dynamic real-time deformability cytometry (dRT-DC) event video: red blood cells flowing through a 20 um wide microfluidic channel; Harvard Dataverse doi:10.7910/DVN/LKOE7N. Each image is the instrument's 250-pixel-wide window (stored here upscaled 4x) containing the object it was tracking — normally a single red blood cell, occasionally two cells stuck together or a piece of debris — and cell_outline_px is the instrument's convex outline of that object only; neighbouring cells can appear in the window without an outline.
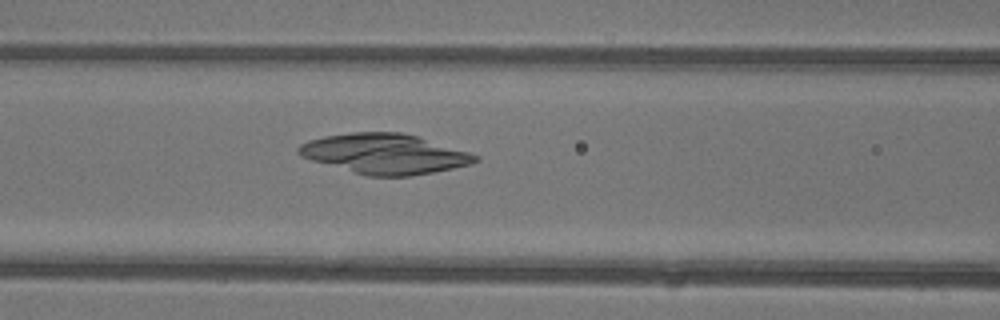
{"species": "common noctule bat (a hibernating species)", "species_latin": "Nyctalus noctula", "temperature_condition": "warm", "stored_images_in_passage": 30, "camera_frame_rate_fps": 3000, "um_per_image_px": 0.085, "animal": {"sex": "female"}, "frame": {"image": 1, "passage_image": 5, "time_ms": 1.333, "image_size_px": [1000, 320], "cell_outline_px": [[480, 160], [472, 164], [412, 176], [368, 176], [312, 160], [300, 156], [296, 152], [296, 148], [300, 144], [308, 140], [324, 136], [352, 132], [400, 132], [420, 136], [480, 156]], "centroid_in_image_um": [32.7, 13.06], "position_along_channel_um": 133.9, "area_um2": 41.21}}
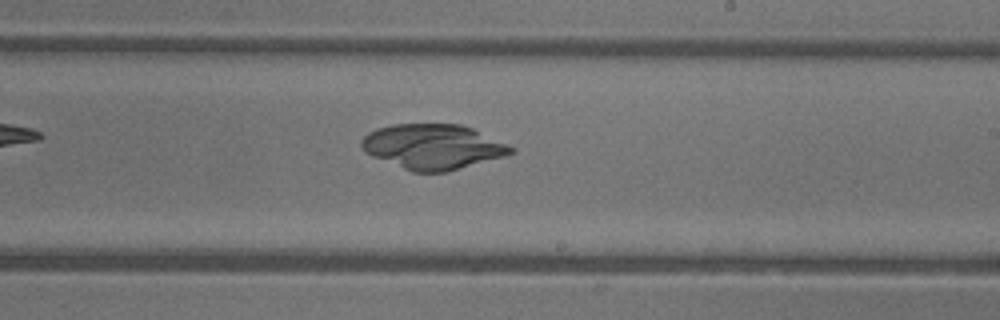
{"frame": {"image": 2, "passage_image": 13, "time_ms": 4.0, "image_size_px": [1000, 320], "cell_outline_px": [[516, 152], [504, 156], [444, 172], [412, 172], [372, 156], [364, 152], [360, 144], [360, 140], [368, 132], [376, 128], [392, 124], [460, 124], [472, 128], [508, 144], [516, 148]], "centroid_in_image_um": [36.77, 12.46], "position_along_channel_um": 252.2, "area_um2": 39.19}}
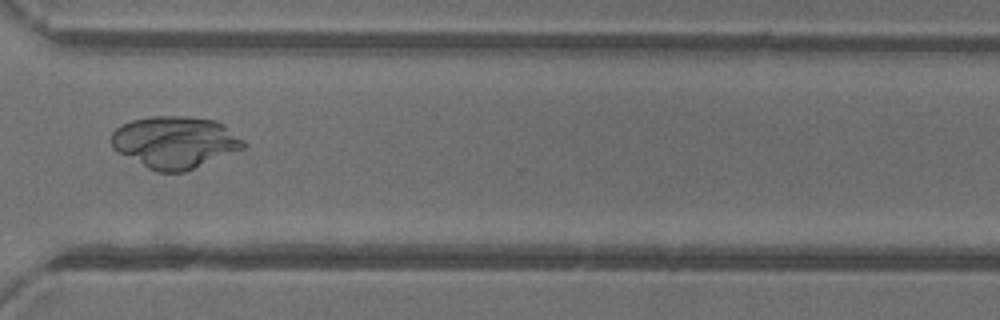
{"frame": {"image": 3, "passage_image": 20, "time_ms": 6.333, "image_size_px": [1000, 320], "cell_outline_px": [[248, 144], [244, 148], [184, 172], [156, 172], [148, 168], [112, 148], [112, 132], [120, 124], [132, 120], [152, 116], [184, 116], [216, 120], [224, 124], [244, 140]], "centroid_in_image_um": [14.88, 12.07], "position_along_channel_um": 355.7, "area_um2": 39.94}}